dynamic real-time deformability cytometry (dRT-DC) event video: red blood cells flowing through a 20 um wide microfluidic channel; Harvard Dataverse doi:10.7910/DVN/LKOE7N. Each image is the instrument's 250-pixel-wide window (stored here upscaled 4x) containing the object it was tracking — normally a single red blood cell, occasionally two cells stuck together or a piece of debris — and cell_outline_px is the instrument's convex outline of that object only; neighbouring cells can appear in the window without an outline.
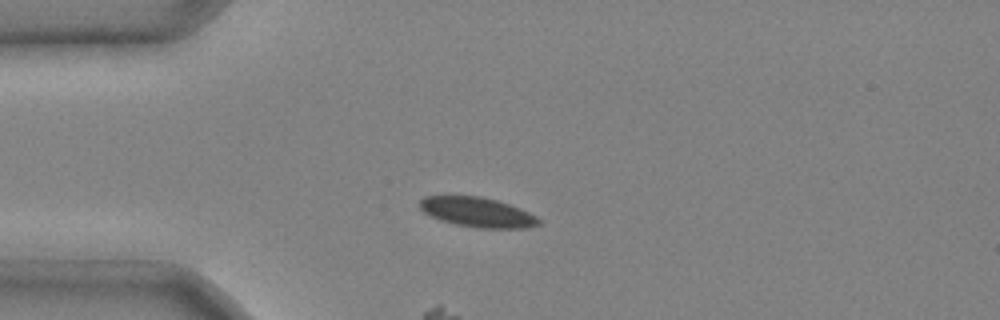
{"species": "common noctule bat (a hibernating species)", "species_latin": "Nyctalus noctula", "temperature_condition": "cold", "stored_images_in_passage": 5, "camera_frame_rate_fps": 3000, "um_per_image_px": 0.085, "animal": {"sex": "male", "body_mass_g": 20.4}, "frame": {"image": 1, "passage_image": 2, "time_ms": 0.333, "image_size_px": [1000, 320], "cell_outline_px": [[540, 224], [528, 228], [480, 228], [456, 224], [440, 220], [424, 212], [420, 208], [420, 200], [424, 196], [480, 196], [496, 200], [520, 208], [536, 216], [540, 220]], "centroid_in_image_um": [40.59, 18.04], "position_along_channel_um": 44.4, "area_um2": 20.46}}